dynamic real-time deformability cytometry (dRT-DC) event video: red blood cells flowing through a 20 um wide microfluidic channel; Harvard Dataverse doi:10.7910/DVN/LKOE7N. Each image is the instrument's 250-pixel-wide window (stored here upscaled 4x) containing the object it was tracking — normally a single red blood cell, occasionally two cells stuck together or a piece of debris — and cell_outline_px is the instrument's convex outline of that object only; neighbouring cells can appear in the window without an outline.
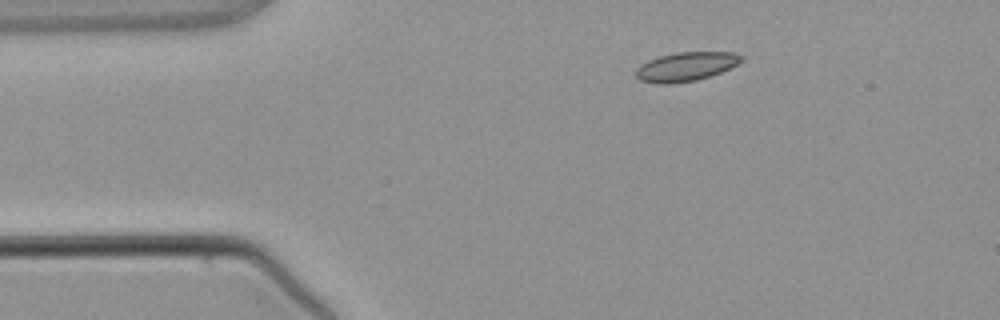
{"species": "common noctule bat (a hibernating species)", "species_latin": "Nyctalus noctula", "temperature_condition": "warm", "stored_images_in_passage": 2, "camera_frame_rate_fps": 3000, "um_per_image_px": 0.085, "animal": {"sex": "male", "body_mass_g": 21.5, "forearm_length_mm": 52.0}, "frame": {"image": 1, "passage_image": 1, "time_ms": 0.0, "image_size_px": [1000, 320], "cell_outline_px": [[744, 60], [720, 72], [696, 80], [672, 84], [656, 84], [640, 80], [636, 76], [636, 68], [640, 64], [648, 60], [660, 56], [676, 52], [732, 52], [744, 56]], "centroid_in_image_um": [58.27, 5.66], "position_along_channel_um": 26.7, "area_um2": 17.8}}